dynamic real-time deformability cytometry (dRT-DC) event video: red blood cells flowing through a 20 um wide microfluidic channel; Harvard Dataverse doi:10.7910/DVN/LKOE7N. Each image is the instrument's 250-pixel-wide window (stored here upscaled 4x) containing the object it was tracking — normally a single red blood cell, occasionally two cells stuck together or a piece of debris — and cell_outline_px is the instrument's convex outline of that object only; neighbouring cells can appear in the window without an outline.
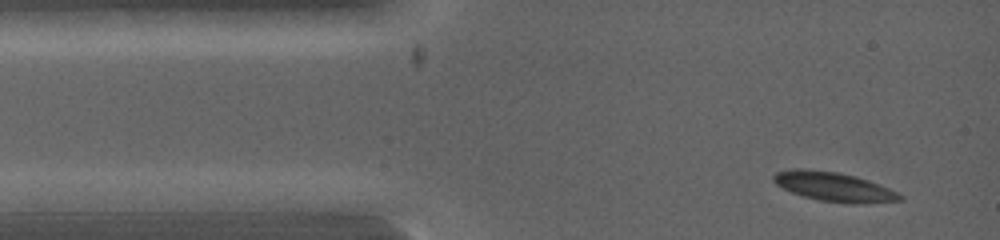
{"species": "common noctule bat (a hibernating species)", "species_latin": "Nyctalus noctula", "temperature_condition": "warm", "stored_images_in_passage": 47, "camera_frame_rate_fps": 5000, "um_per_image_px": 0.085, "animal": {"sex": "female", "body_mass_g": 19.0, "forearm_length_mm": 53.3}, "frame": {"image": 1, "passage_image": 1, "time_ms": 0.0, "image_size_px": [1000, 240], "cell_outline_px": [[904, 200], [820, 200], [804, 196], [792, 192], [776, 184], [772, 180], [772, 176], [776, 172], [792, 168], [804, 168], [836, 172], [868, 180], [888, 188], [904, 196]], "centroid_in_image_um": [70.72, 15.79], "position_along_channel_um": 14.3, "area_um2": 20.06}}
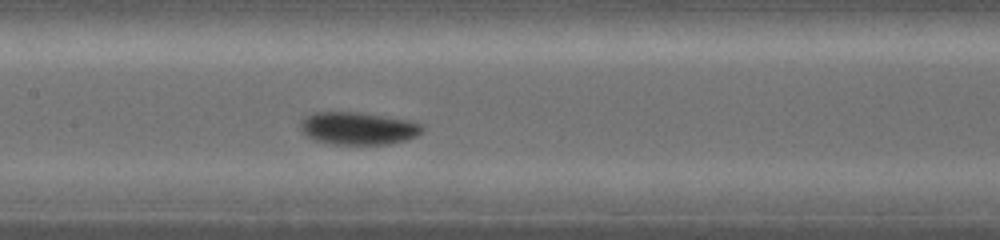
{"frame": {"image": 2, "passage_image": 25, "time_ms": 3.6, "image_size_px": [1000, 240], "cell_outline_px": [[424, 128], [416, 136], [404, 140], [388, 144], [336, 144], [316, 140], [308, 136], [300, 128], [300, 124], [304, 116], [312, 112], [360, 112], [408, 120], [424, 124]], "centroid_in_image_um": [30.44, 10.89], "position_along_channel_um": 177.0, "area_um2": 23.0}}
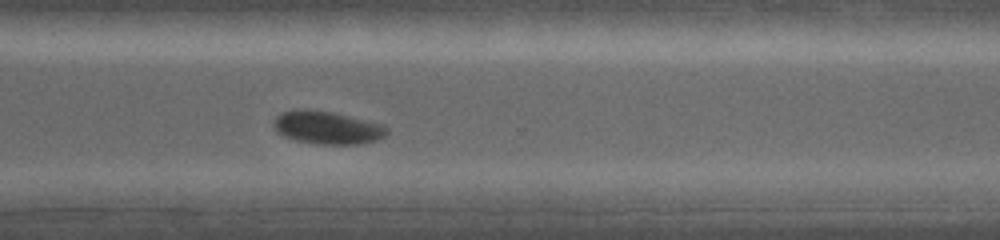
{"frame": {"image": 3, "passage_image": 45, "time_ms": 6.4, "image_size_px": [1000, 240], "cell_outline_px": [[388, 132], [384, 136], [376, 140], [360, 144], [316, 144], [296, 140], [284, 136], [276, 132], [272, 124], [276, 116], [284, 112], [300, 108], [304, 108], [332, 112], [384, 124], [388, 128]], "centroid_in_image_um": [27.8, 10.84], "position_along_channel_um": 342.8, "area_um2": 21.85}}